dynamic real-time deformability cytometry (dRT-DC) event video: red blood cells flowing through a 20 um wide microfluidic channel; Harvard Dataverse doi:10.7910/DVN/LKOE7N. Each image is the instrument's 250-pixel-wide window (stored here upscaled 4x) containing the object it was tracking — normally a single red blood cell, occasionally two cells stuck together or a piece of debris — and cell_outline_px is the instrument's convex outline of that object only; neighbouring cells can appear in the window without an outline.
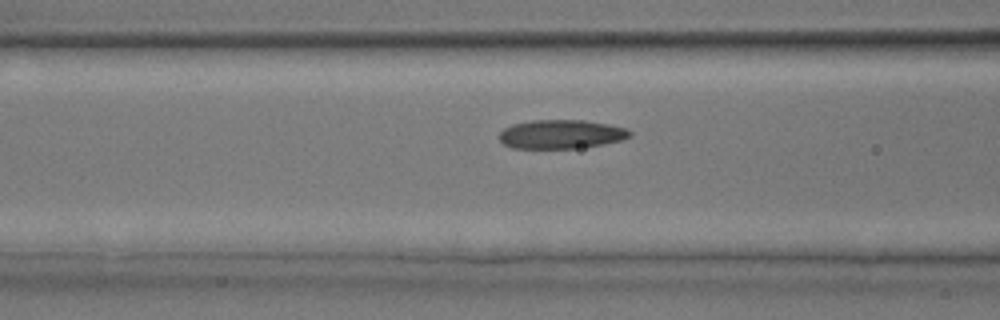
{"species": "common noctule bat (a hibernating species)", "species_latin": "Nyctalus noctula", "temperature_condition": "room temperature", "stored_images_in_passage": 3, "camera_frame_rate_fps": 3000, "um_per_image_px": 0.085, "animal": {"sex": "male", "body_mass_g": 17.9, "forearm_length_mm": 54.2}, "frame": {"image": 1, "passage_image": 3, "time_ms": 2.333, "image_size_px": [1000, 320], "cell_outline_px": [[632, 136], [624, 140], [604, 144], [576, 148], [512, 148], [504, 144], [500, 140], [500, 132], [504, 128], [512, 124], [532, 120], [584, 120], [608, 124], [628, 128], [632, 132]], "centroid_in_image_um": [47.74, 11.4], "position_along_channel_um": 118.9, "area_um2": 22.14}}